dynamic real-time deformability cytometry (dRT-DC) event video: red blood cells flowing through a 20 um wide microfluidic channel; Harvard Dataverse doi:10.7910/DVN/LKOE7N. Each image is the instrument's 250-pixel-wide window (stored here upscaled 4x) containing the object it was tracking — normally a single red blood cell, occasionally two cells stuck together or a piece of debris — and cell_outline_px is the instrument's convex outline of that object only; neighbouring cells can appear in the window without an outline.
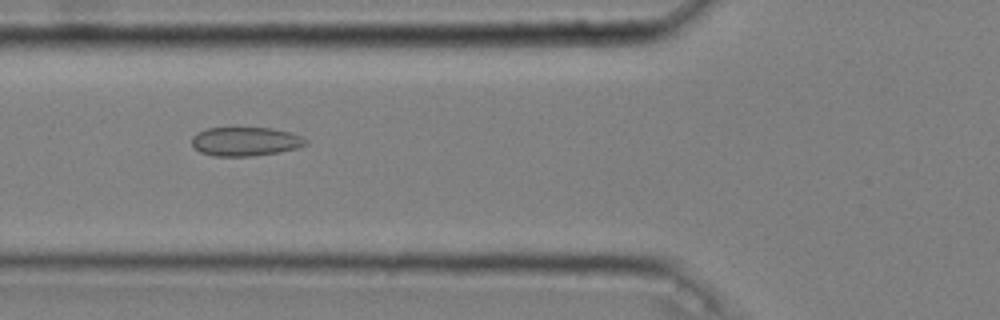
{"species": "common noctule bat (a hibernating species)", "species_latin": "Nyctalus noctula", "temperature_condition": "cold", "stored_images_in_passage": 41, "camera_frame_rate_fps": 3000, "um_per_image_px": 0.085, "animal": {"sex": "male", "body_mass_g": 20.4}, "frame": {"image": 1, "passage_image": 12, "time_ms": 3.667, "image_size_px": [1000, 320], "cell_outline_px": [[308, 144], [296, 148], [280, 152], [252, 156], [212, 156], [200, 152], [192, 144], [192, 136], [196, 132], [208, 128], [272, 128], [292, 132], [304, 136], [308, 140]], "centroid_in_image_um": [20.9, 12.02], "position_along_channel_um": 104.9, "area_um2": 19.42}}
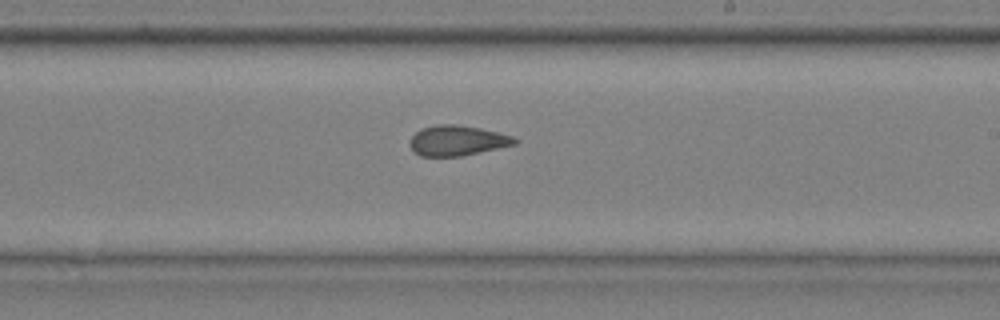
{"frame": {"image": 2, "passage_image": 24, "time_ms": 7.667, "image_size_px": [1000, 320], "cell_outline_px": [[520, 140], [516, 144], [460, 156], [420, 156], [408, 144], [412, 136], [420, 128], [436, 124], [456, 124], [480, 128], [512, 136]], "centroid_in_image_um": [38.85, 11.93], "position_along_channel_um": 250.2, "area_um2": 18.38}}
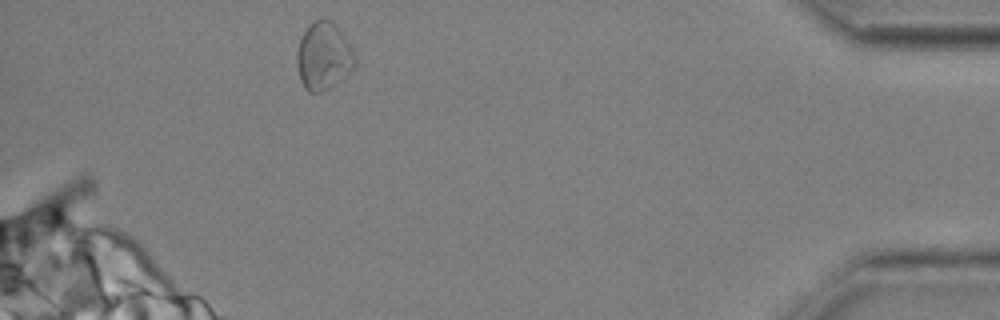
{"frame": {"image": 3, "passage_image": 41, "time_ms": 13.333, "image_size_px": [1000, 320], "cell_outline_px": [[356, 64], [344, 76], [328, 88], [320, 92], [308, 92], [304, 88], [300, 80], [296, 64], [296, 52], [300, 40], [304, 32], [312, 20], [320, 16], [324, 16], [332, 20], [336, 24], [352, 48], [356, 60]], "centroid_in_image_um": [27.47, 4.71], "position_along_channel_um": 407.7, "area_um2": 23.06}, "authors_computed_cell_mechanics": {"area_um2": 19.4208, "velocity_mm_per_s": 3.6326, "shape_relaxation_time_tau1_ms": null, "shape_relaxation_time_tau2_ms": 3.5273, "deformation_change_tau1": null, "deformation_change_tau2": 0.0921}}